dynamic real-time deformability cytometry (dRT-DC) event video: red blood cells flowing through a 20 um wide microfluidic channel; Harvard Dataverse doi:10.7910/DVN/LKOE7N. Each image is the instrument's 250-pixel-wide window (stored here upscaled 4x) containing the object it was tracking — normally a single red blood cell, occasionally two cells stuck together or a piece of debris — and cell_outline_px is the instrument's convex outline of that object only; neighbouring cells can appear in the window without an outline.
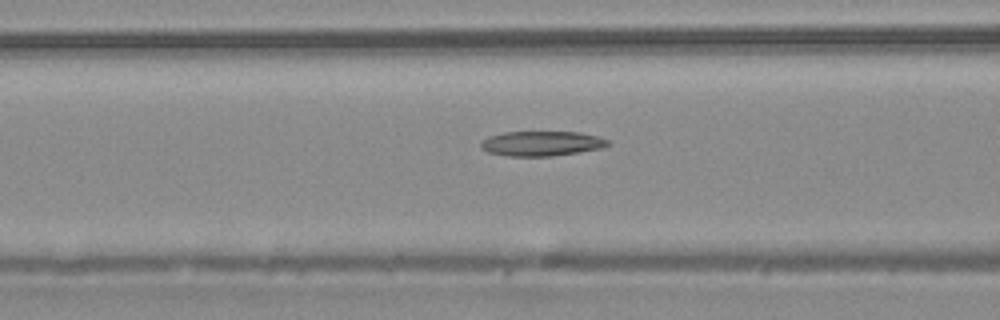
{"species": "common noctule bat (a hibernating species)", "species_latin": "Nyctalus noctula", "temperature_condition": "warm", "stored_images_in_passage": 50, "camera_frame_rate_fps": 3000, "um_per_image_px": 0.085, "animal": {"sex": "male", "body_mass_g": 20.4}, "frame": {"image": 1, "passage_image": 20, "time_ms": 6.333, "image_size_px": [1000, 320], "cell_outline_px": [[612, 144], [600, 148], [552, 156], [508, 156], [488, 152], [480, 148], [480, 144], [488, 136], [504, 132], [580, 132], [596, 136], [608, 140]], "centroid_in_image_um": [46.01, 12.19], "position_along_channel_um": 120.6, "area_um2": 18.26}}
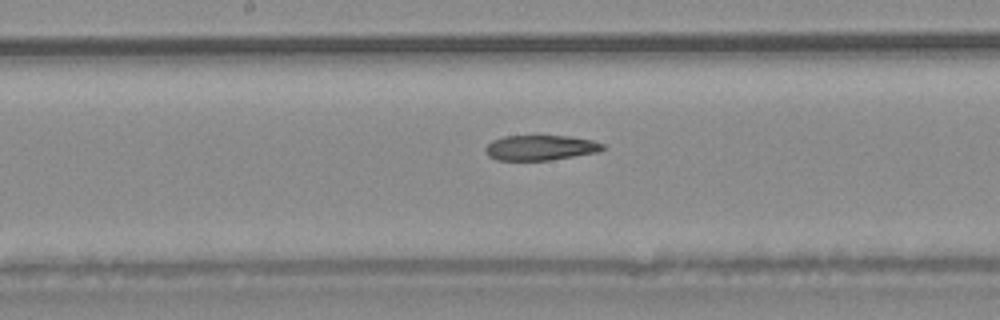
{"frame": {"image": 2, "passage_image": 26, "time_ms": 8.333, "image_size_px": [1000, 320], "cell_outline_px": [[608, 148], [600, 152], [548, 160], [496, 160], [488, 156], [484, 152], [484, 148], [492, 140], [504, 136], [568, 136], [592, 140], [604, 144]], "centroid_in_image_um": [45.95, 12.56], "position_along_channel_um": 202.3, "area_um2": 17.34}}
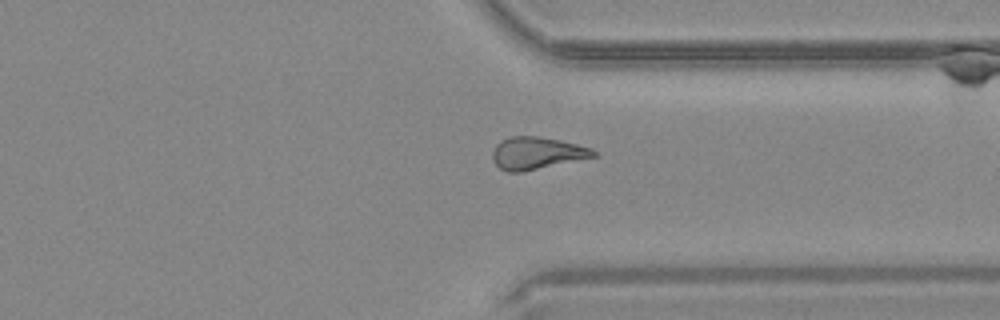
{"frame": {"image": 3, "passage_image": 38, "time_ms": 12.333, "image_size_px": [1000, 320], "cell_outline_px": [[596, 156], [520, 172], [508, 172], [500, 168], [496, 164], [492, 156], [492, 152], [496, 144], [500, 140], [508, 136], [536, 136], [560, 140], [592, 148], [596, 152]], "centroid_in_image_um": [45.59, 13.0], "position_along_channel_um": 365.8, "area_um2": 18.79}}